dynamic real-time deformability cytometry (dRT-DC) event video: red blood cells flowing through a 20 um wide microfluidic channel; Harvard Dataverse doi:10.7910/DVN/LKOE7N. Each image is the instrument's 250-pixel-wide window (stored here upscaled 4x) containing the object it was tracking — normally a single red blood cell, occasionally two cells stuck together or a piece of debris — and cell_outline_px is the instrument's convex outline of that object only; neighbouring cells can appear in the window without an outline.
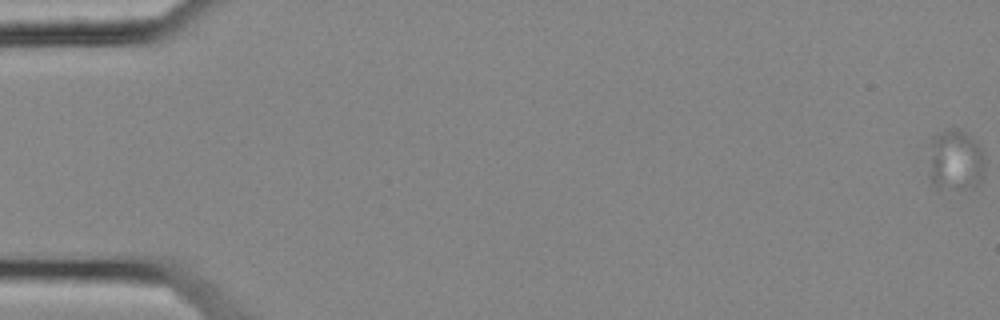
{"species": "common noctule bat (a hibernating species)", "species_latin": "Nyctalus noctula", "temperature_condition": "cold", "stored_images_in_passage": 58, "camera_frame_rate_fps": 3000, "um_per_image_px": 0.085, "animal": {"sex": "female", "body_mass_g": 25.1}, "frame": {"image": 1, "passage_image": 1, "time_ms": 0.0, "image_size_px": [1000, 320], "cell_outline_px": [[984, 176], [980, 184], [972, 188], [940, 188], [932, 184], [932, 136], [948, 128], [956, 128], [964, 132], [976, 140], [984, 156]], "centroid_in_image_um": [81.3, 13.62], "position_along_channel_um": 3.7, "area_um2": 19.65}}
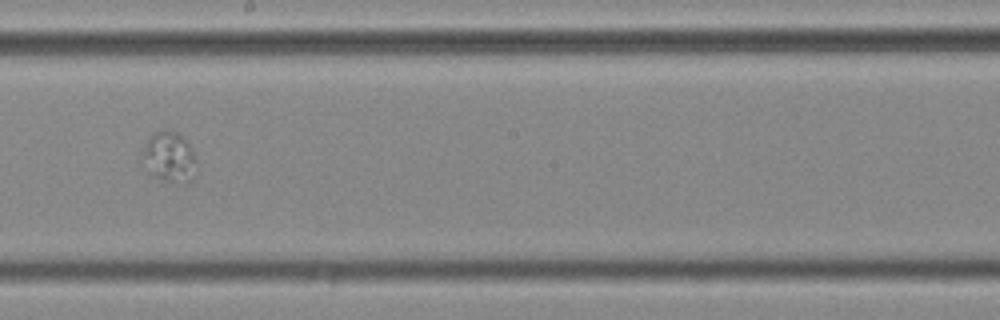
{"frame": {"image": 2, "passage_image": 34, "time_ms": 11.0, "image_size_px": [1000, 320], "cell_outline_px": [[196, 172], [192, 180], [184, 184], [180, 184], [164, 180], [156, 176], [152, 172], [144, 156], [144, 148], [148, 140], [156, 132], [164, 128], [176, 132], [184, 136], [192, 148], [196, 160]], "centroid_in_image_um": [14.51, 13.34], "position_along_channel_um": 233.7, "area_um2": 15.55}}
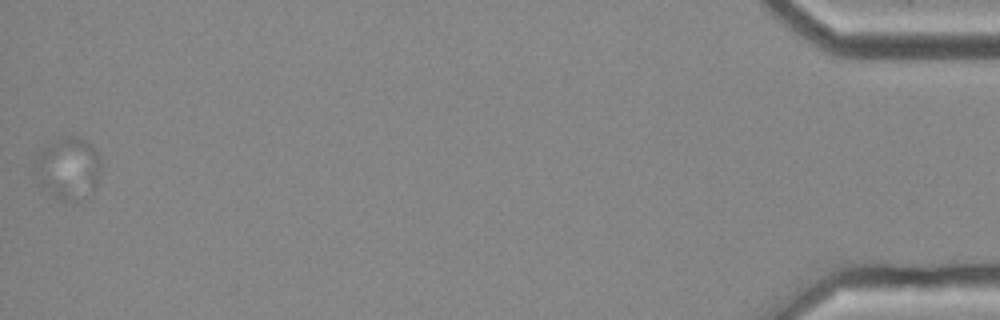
{"frame": {"image": 3, "passage_image": 58, "time_ms": 19.0, "image_size_px": [1000, 320], "cell_outline_px": [[100, 164], [96, 188], [92, 192], [68, 200], [60, 200], [52, 196], [36, 184], [32, 168], [40, 152], [52, 140], [60, 136], [76, 136], [92, 144], [100, 160]], "centroid_in_image_um": [5.72, 14.28], "position_along_channel_um": 429.5, "area_um2": 24.04}}